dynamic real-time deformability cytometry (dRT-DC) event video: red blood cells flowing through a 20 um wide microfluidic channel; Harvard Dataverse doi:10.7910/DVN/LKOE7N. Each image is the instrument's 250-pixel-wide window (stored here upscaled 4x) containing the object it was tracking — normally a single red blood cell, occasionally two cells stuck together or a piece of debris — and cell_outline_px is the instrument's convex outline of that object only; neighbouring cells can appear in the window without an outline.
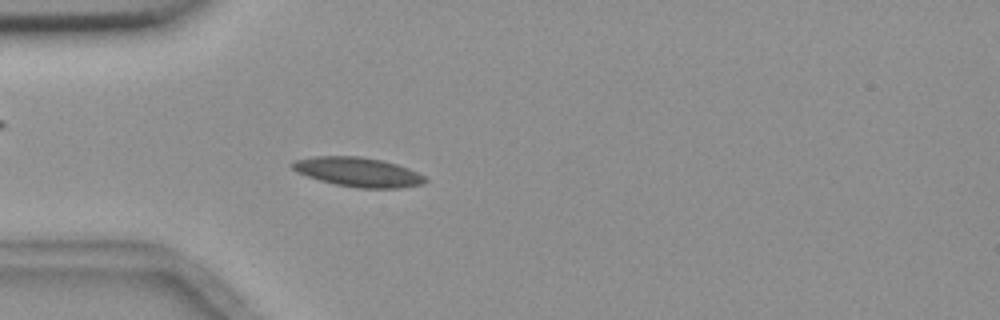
{"species": "common noctule bat (a hibernating species)", "species_latin": "Nyctalus noctula", "temperature_condition": "room temperature", "stored_images_in_passage": 5, "camera_frame_rate_fps": 3000, "um_per_image_px": 0.085, "animal": {"sex": "female", "body_mass_g": 18.4}, "frame": {"image": 1, "passage_image": 5, "time_ms": 4.333, "image_size_px": [1000, 320], "cell_outline_px": [[428, 180], [424, 184], [400, 188], [356, 188], [336, 184], [320, 180], [296, 172], [292, 168], [292, 164], [296, 160], [316, 156], [360, 156], [384, 160], [408, 168], [424, 176]], "centroid_in_image_um": [30.47, 14.62], "position_along_channel_um": 54.5, "area_um2": 22.66}}